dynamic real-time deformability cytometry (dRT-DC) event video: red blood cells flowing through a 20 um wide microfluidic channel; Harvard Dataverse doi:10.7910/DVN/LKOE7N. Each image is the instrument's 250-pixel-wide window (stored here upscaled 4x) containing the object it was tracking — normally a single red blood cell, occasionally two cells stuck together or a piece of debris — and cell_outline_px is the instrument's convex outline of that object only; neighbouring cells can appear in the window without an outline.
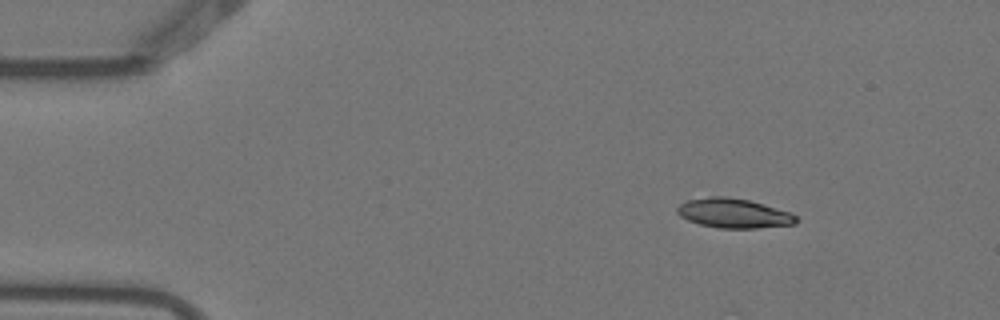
{"species": "Egyptian fruit bat (a non-hibernating species)", "species_latin": "Rousettus aegyptiacus", "temperature_condition": "warm", "stored_images_in_passage": 5, "camera_frame_rate_fps": 3000, "um_per_image_px": 0.085, "animal": {"sex": "female"}, "frame": {"image": 1, "passage_image": 3, "time_ms": 0.667, "image_size_px": [1000, 320], "cell_outline_px": [[800, 220], [796, 224], [756, 228], [720, 228], [700, 224], [688, 220], [680, 216], [676, 212], [676, 208], [680, 204], [688, 200], [712, 196], [724, 196], [748, 200], [792, 212]], "centroid_in_image_um": [62.39, 18.13], "position_along_channel_um": 22.6, "area_um2": 20.46}}
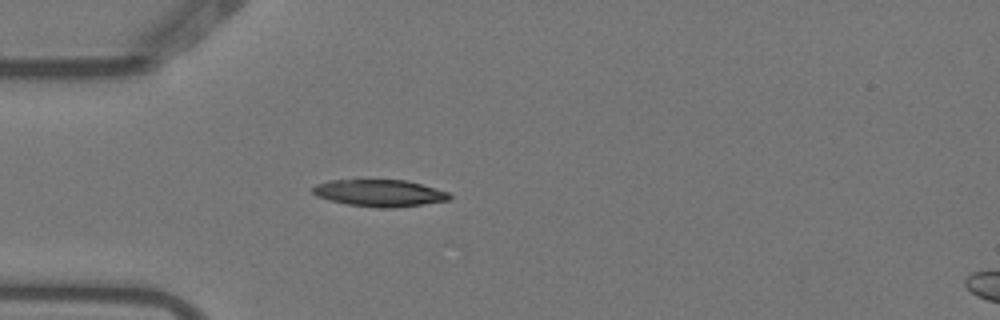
{"frame": {"image": 2, "passage_image": 5, "time_ms": 1.333, "image_size_px": [1000, 320], "cell_outline_px": [[452, 196], [448, 200], [424, 204], [396, 208], [380, 208], [348, 204], [328, 200], [316, 196], [312, 192], [312, 188], [316, 184], [332, 180], [404, 180], [420, 184], [448, 192]], "centroid_in_image_um": [32.24, 16.42], "position_along_channel_um": 52.8, "area_um2": 21.33}}